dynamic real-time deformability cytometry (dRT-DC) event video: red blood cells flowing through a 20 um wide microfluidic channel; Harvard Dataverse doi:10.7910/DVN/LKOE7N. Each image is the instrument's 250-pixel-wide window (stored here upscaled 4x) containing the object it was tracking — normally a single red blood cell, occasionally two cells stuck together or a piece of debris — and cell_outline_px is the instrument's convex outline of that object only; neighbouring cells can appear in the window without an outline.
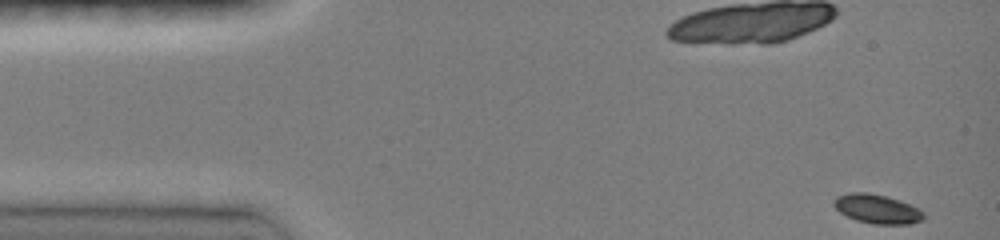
{"species": "common noctule bat (a hibernating species)", "species_latin": "Nyctalus noctula", "temperature_condition": "room temperature", "stored_images_in_passage": 45, "camera_frame_rate_fps": 3000, "um_per_image_px": 0.085, "animal": {"sex": "female", "body_mass_g": 19.0, "forearm_length_mm": 51.5}, "frame": {"image": 1, "passage_image": 1, "time_ms": 0.0, "image_size_px": [1000, 240], "cell_outline_px": [[924, 220], [912, 224], [872, 224], [856, 220], [840, 212], [832, 204], [832, 200], [836, 196], [848, 192], [868, 192], [900, 200], [924, 212]], "centroid_in_image_um": [74.53, 17.76], "position_along_channel_um": 10.5, "area_um2": 15.32}}
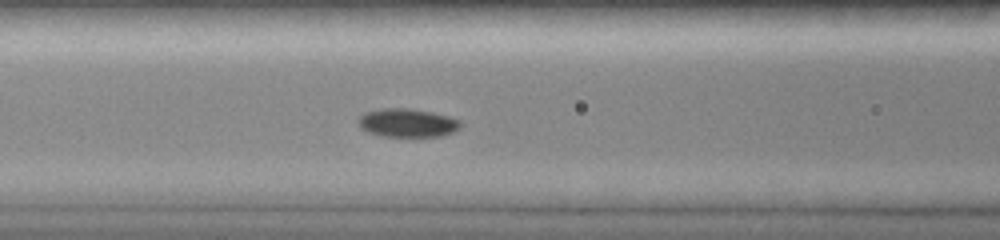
{"frame": {"image": 2, "passage_image": 18, "time_ms": 5.667, "image_size_px": [1000, 240], "cell_outline_px": [[460, 128], [444, 136], [380, 136], [368, 132], [360, 128], [356, 120], [364, 112], [380, 108], [408, 108], [432, 112], [448, 116], [460, 120]], "centroid_in_image_um": [34.58, 10.44], "position_along_channel_um": 132.0, "area_um2": 17.11}}
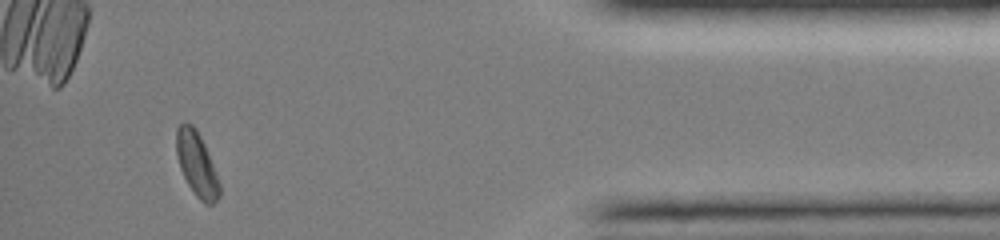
{"frame": {"image": 3, "passage_image": 42, "time_ms": 13.667, "image_size_px": [1000, 240], "cell_outline_px": [[220, 196], [212, 204], [204, 204], [196, 196], [188, 184], [180, 168], [176, 156], [176, 128], [184, 120], [192, 124], [196, 128], [204, 144], [220, 184]], "centroid_in_image_um": [16.7, 13.92], "position_along_channel_um": 418.5, "area_um2": 16.07}, "authors_computed_cell_mechanics": {"area_um2": 16.0684, "velocity_mm_per_s": 4.0658, "shape_relaxation_time_tau1_ms": 1.9969, "shape_relaxation_time_tau2_ms": null, "deformation_change_tau1": 0.0975, "deformation_change_tau2": null}}